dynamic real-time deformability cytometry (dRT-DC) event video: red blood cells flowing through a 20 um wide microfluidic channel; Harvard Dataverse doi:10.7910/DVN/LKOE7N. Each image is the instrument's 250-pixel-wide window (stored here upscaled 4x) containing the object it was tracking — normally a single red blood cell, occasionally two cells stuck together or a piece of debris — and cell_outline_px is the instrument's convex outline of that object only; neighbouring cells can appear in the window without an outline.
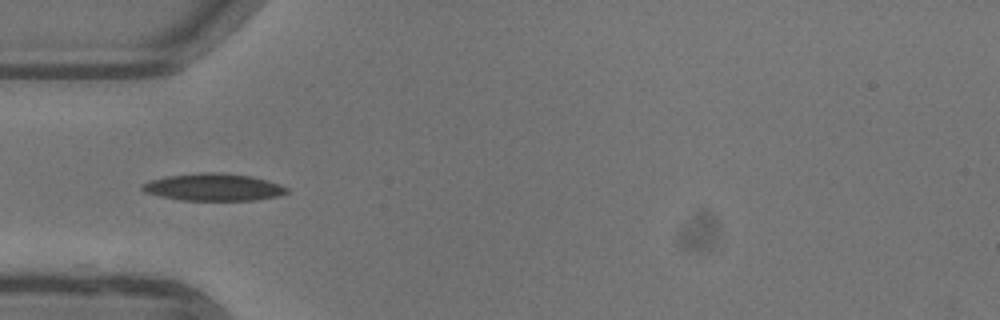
{"species": "common noctule bat (a hibernating species)", "species_latin": "Nyctalus noctula", "temperature_condition": "warm", "stored_images_in_passage": 37, "camera_frame_rate_fps": 3000, "um_per_image_px": 0.085, "animal": {"sex": "female"}, "frame": {"image": 1, "passage_image": 1, "time_ms": 0.0, "image_size_px": [1000, 320], "cell_outline_px": [[288, 192], [280, 196], [256, 200], [180, 200], [160, 196], [144, 192], [140, 188], [140, 184], [152, 180], [168, 176], [200, 172], [220, 172], [252, 176], [280, 184], [288, 188]], "centroid_in_image_um": [18.15, 15.91], "position_along_channel_um": 66.8, "area_um2": 23.06}}
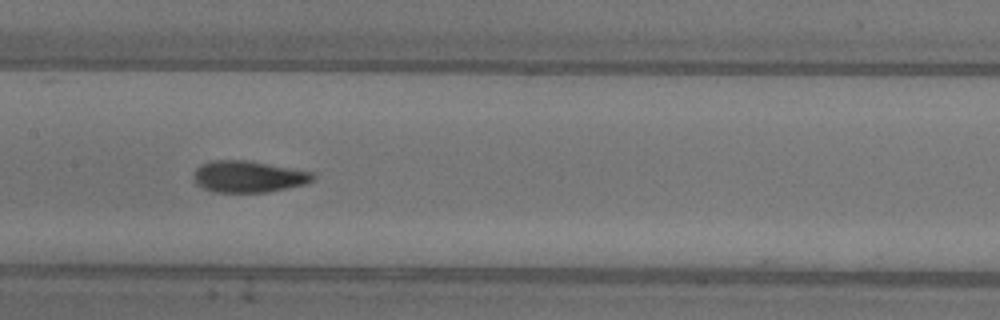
{"frame": {"image": 2, "passage_image": 10, "time_ms": 3.0, "image_size_px": [1000, 320], "cell_outline_px": [[316, 176], [312, 180], [304, 184], [268, 192], [212, 192], [196, 184], [192, 176], [196, 168], [200, 164], [212, 160], [248, 160], [312, 172]], "centroid_in_image_um": [21.06, 15.01], "position_along_channel_um": 186.3, "area_um2": 21.96}}
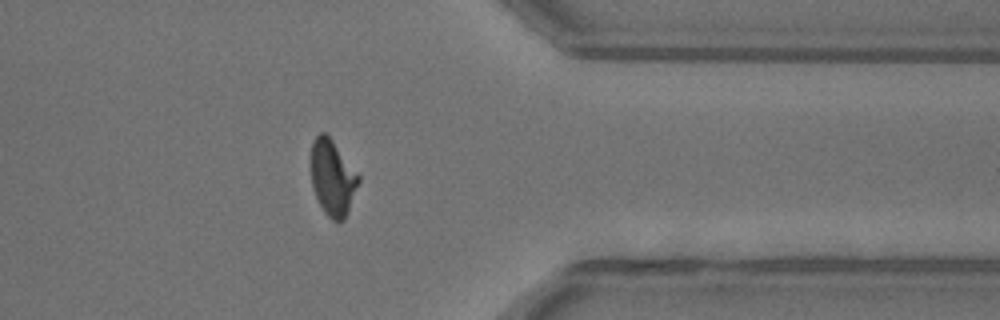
{"frame": {"image": 3, "passage_image": 26, "time_ms": 8.333, "image_size_px": [1000, 320], "cell_outline_px": [[360, 180], [348, 212], [344, 220], [332, 220], [324, 212], [312, 188], [312, 144], [316, 136], [320, 132], [324, 132], [332, 140], [360, 176]], "centroid_in_image_um": [28.28, 15.12], "position_along_channel_um": 383.1, "area_um2": 20.58}, "authors_computed_cell_mechanics": {"area_um2": 21.1548, "velocity_mm_per_s": 3.9525, "shape_relaxation_time_tau1_ms": 4.2233, "shape_relaxation_time_tau2_ms": 1.0492, "deformation_change_tau1": 0.1734, "deformation_change_tau2": 0.0686}}